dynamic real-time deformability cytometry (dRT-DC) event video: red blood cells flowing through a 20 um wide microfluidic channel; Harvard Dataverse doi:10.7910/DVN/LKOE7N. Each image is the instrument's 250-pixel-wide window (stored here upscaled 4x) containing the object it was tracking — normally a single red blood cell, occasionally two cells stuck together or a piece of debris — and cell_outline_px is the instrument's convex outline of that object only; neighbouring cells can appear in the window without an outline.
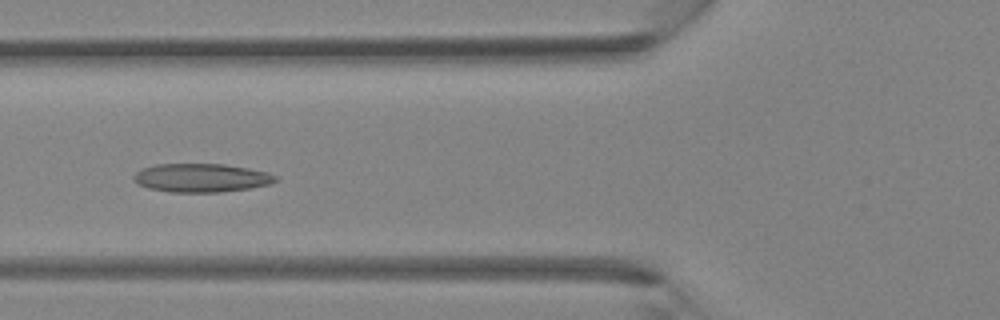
{"species": "Egyptian fruit bat (a non-hibernating species)", "species_latin": "Rousettus aegyptiacus", "temperature_condition": "room temperature", "stored_images_in_passage": 37, "camera_frame_rate_fps": 3000, "um_per_image_px": 0.085, "animal": {"sex": "female"}, "frame": {"image": 1, "passage_image": 12, "time_ms": 3.667, "image_size_px": [1000, 320], "cell_outline_px": [[276, 180], [268, 184], [248, 188], [220, 192], [168, 192], [148, 188], [136, 184], [132, 180], [132, 176], [140, 168], [156, 164], [224, 164], [248, 168], [268, 172], [276, 176]], "centroid_in_image_um": [17.02, 15.11], "position_along_channel_um": 108.8, "area_um2": 23.7}}
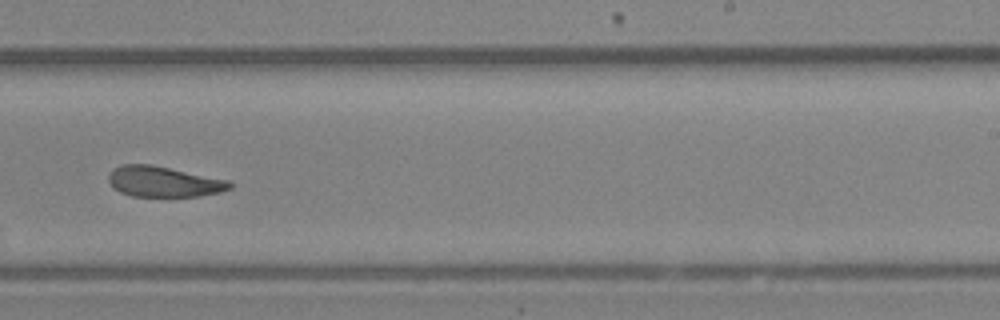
{"frame": {"image": 2, "passage_image": 22, "time_ms": 7.0, "image_size_px": [1000, 320], "cell_outline_px": [[232, 188], [220, 192], [200, 196], [132, 196], [120, 192], [112, 188], [108, 180], [108, 176], [112, 168], [120, 164], [152, 164], [228, 180], [232, 184]], "centroid_in_image_um": [13.87, 15.43], "position_along_channel_um": 275.1, "area_um2": 21.73}}
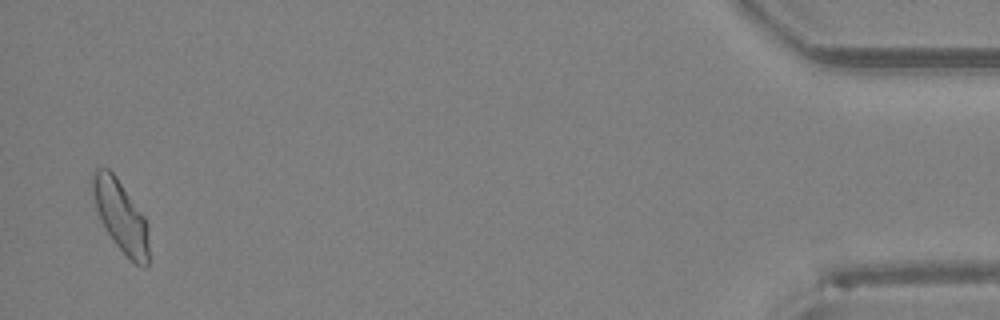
{"frame": {"image": 3, "passage_image": 36, "time_ms": 11.667, "image_size_px": [1000, 320], "cell_outline_px": [[148, 268], [144, 268], [136, 264], [116, 244], [108, 232], [96, 208], [92, 192], [92, 172], [96, 168], [108, 168], [116, 176], [144, 216], [148, 224]], "centroid_in_image_um": [10.28, 18.35], "position_along_channel_um": 424.9, "area_um2": 23.0}}